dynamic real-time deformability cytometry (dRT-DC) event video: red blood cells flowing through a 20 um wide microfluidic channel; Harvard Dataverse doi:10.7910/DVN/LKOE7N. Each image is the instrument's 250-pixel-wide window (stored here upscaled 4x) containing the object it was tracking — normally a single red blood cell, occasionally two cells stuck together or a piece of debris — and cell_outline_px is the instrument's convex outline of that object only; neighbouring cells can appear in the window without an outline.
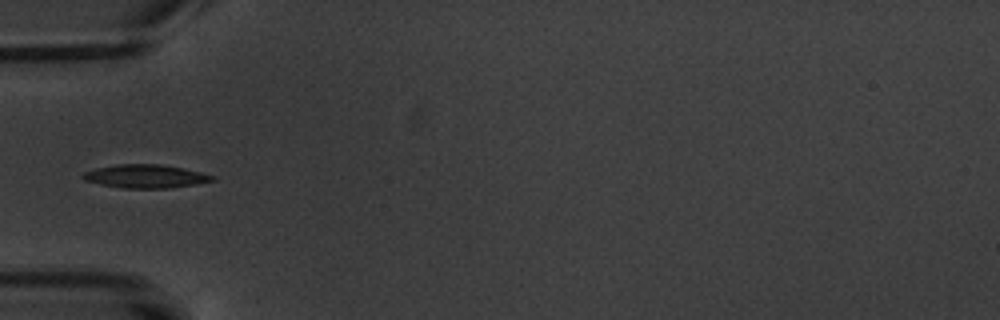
{"species": "common noctule bat (a hibernating species)", "species_latin": "Nyctalus noctula", "temperature_condition": "warm", "stored_images_in_passage": 10, "camera_frame_rate_fps": 3000, "um_per_image_px": 0.085, "animal": {"sex": "male", "body_mass_g": 20.1, "forearm_length_mm": 53.5}, "frame": {"image": 1, "passage_image": 4, "time_ms": 4.0, "image_size_px": [1000, 320], "cell_outline_px": [[216, 180], [196, 184], [172, 188], [120, 188], [100, 184], [84, 180], [80, 176], [84, 172], [96, 168], [116, 164], [160, 164], [200, 172], [216, 176]], "centroid_in_image_um": [12.36, 14.99], "position_along_channel_um": 72.6, "area_um2": 17.69}}
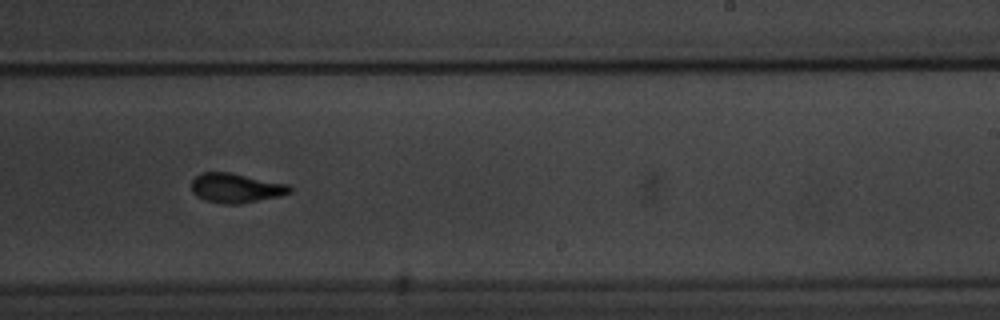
{"frame": {"image": 2, "passage_image": 9, "time_ms": 9.667, "image_size_px": [1000, 320], "cell_outline_px": [[292, 192], [276, 196], [240, 204], [224, 204], [204, 200], [196, 196], [192, 192], [192, 180], [200, 172], [232, 172], [288, 184], [292, 188]], "centroid_in_image_um": [20.02, 15.97], "position_along_channel_um": 269.0, "area_um2": 16.94}}
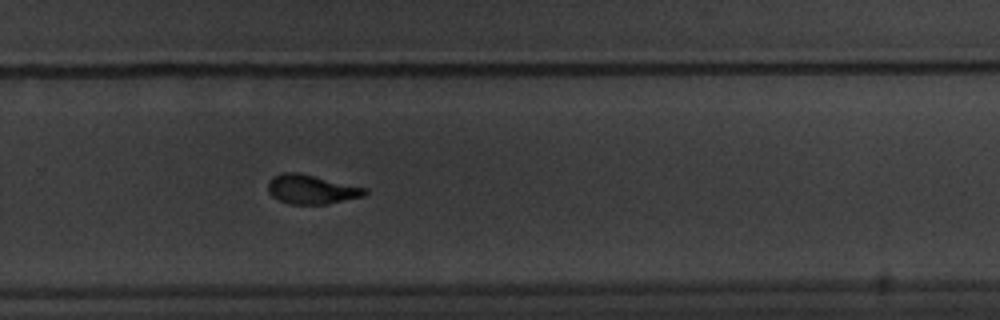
{"frame": {"image": 3, "passage_image": 10, "time_ms": 10.667, "image_size_px": [1000, 320], "cell_outline_px": [[368, 192], [364, 196], [328, 204], [292, 204], [280, 200], [272, 196], [268, 192], [268, 180], [272, 176], [284, 172], [296, 172], [368, 188]], "centroid_in_image_um": [26.48, 16.09], "position_along_channel_um": 303.3, "area_um2": 16.47}}